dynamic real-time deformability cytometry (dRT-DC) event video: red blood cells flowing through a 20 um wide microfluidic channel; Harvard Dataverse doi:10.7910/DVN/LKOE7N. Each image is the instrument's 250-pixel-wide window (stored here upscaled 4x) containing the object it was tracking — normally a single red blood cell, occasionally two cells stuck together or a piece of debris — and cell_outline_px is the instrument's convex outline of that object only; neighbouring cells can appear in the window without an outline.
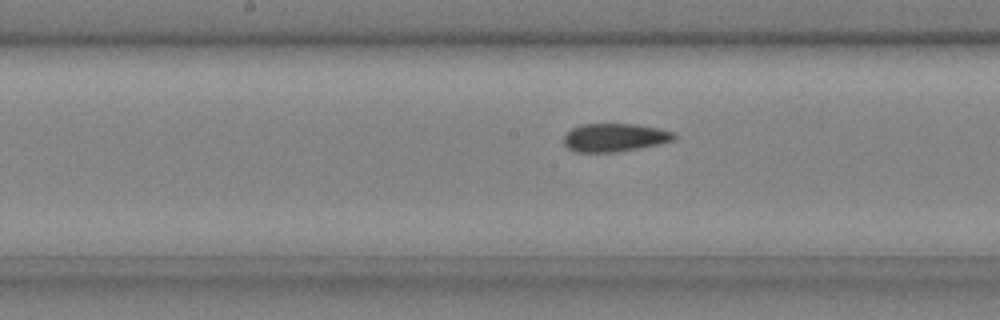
{"species": "common noctule bat (a hibernating species)", "species_latin": "Nyctalus noctula", "temperature_condition": "cold", "stored_images_in_passage": 31, "camera_frame_rate_fps": 3000, "um_per_image_px": 0.085, "animal": {"sex": "male", "body_mass_g": 20.4}, "frame": {"image": 1, "passage_image": 22, "time_ms": 7.0, "image_size_px": [1000, 320], "cell_outline_px": [[676, 140], [660, 144], [640, 148], [616, 152], [576, 152], [568, 148], [564, 144], [564, 136], [572, 128], [580, 124], [640, 124], [660, 128], [672, 132], [676, 136]], "centroid_in_image_um": [52.27, 11.69], "position_along_channel_um": 195.9, "area_um2": 18.32}}